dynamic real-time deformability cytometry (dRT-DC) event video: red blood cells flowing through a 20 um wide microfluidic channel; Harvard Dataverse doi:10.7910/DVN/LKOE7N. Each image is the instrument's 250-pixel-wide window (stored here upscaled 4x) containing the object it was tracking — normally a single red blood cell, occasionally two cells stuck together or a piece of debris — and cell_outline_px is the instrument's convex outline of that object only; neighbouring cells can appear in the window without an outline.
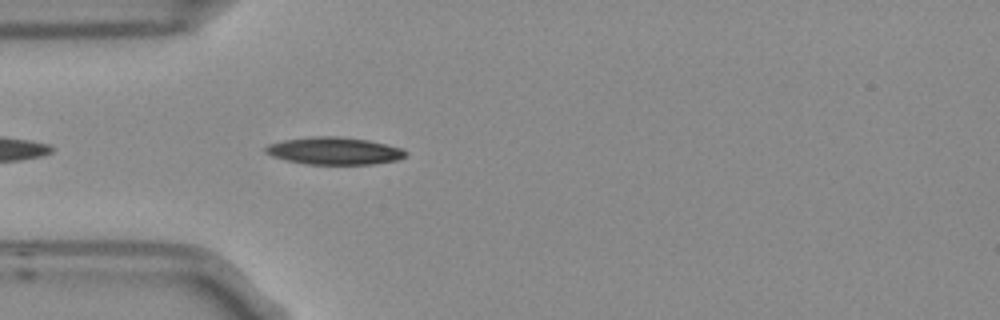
{"species": "Egyptian fruit bat (a non-hibernating species)", "species_latin": "Rousettus aegyptiacus", "temperature_condition": "room temperature", "stored_images_in_passage": 4, "camera_frame_rate_fps": 3000, "um_per_image_px": 0.085, "frame": {"image": 1, "passage_image": 4, "time_ms": 1.0, "image_size_px": [1000, 320], "cell_outline_px": [[408, 152], [404, 156], [396, 160], [372, 164], [304, 164], [284, 160], [272, 156], [264, 152], [264, 148], [268, 144], [284, 140], [316, 136], [340, 136], [368, 140], [404, 148]], "centroid_in_image_um": [28.39, 12.82], "position_along_channel_um": 56.6, "area_um2": 22.43}}